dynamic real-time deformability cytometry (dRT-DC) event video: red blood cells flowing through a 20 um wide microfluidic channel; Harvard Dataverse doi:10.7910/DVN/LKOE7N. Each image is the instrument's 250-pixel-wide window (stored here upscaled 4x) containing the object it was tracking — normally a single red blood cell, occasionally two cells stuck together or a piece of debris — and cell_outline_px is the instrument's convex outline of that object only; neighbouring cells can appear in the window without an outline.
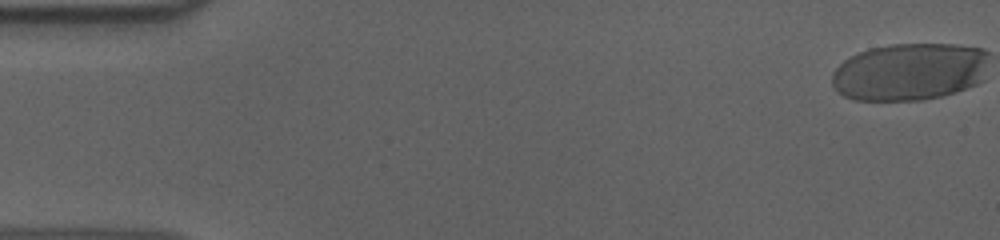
{"species": "human", "species_latin": "Homo sapiens", "temperature_condition": "cold", "stored_images_in_passage": 20, "camera_frame_rate_fps": 3000, "um_per_image_px": 0.085, "donor": {"sex": "male"}, "frame": {"image": 1, "passage_image": 1, "time_ms": 0.0, "image_size_px": [1000, 240], "cell_outline_px": [[980, 52], [964, 84], [960, 88], [948, 92], [932, 96], [896, 100], [868, 100], [852, 96], [912, 44], [940, 44], [976, 48]], "centroid_in_image_um": [78.34, 6.2], "position_along_channel_um": 6.7, "area_um2": 33.41}}
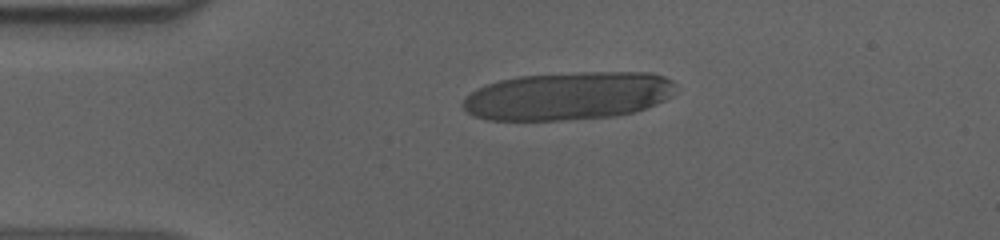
{"frame": {"image": 2, "passage_image": 13, "time_ms": 4.0, "image_size_px": [1000, 240], "cell_outline_px": [[664, 80], [652, 100], [648, 104], [640, 108], [624, 112], [592, 116], [540, 120], [508, 120], [484, 116], [472, 112], [468, 108], [468, 100], [472, 96], [484, 88], [496, 84], [512, 80], [532, 76], [656, 76]], "centroid_in_image_um": [47.95, 8.23], "position_along_channel_um": 37.1, "area_um2": 49.94}}